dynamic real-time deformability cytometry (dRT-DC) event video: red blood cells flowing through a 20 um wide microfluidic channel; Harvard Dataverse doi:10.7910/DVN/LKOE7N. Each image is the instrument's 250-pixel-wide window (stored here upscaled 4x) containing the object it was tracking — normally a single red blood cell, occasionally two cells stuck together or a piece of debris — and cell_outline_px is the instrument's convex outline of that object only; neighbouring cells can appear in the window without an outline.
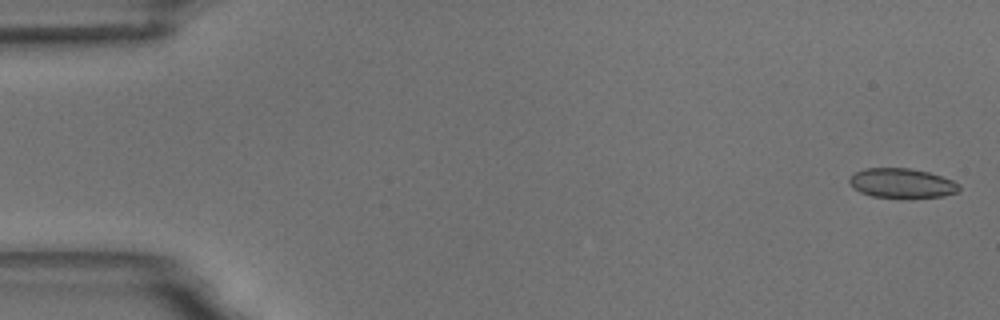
{"species": "common noctule bat (a hibernating species)", "species_latin": "Nyctalus noctula", "temperature_condition": "room temperature", "stored_images_in_passage": 6, "segment_of_instrument_passage": [1, 2], "camera_frame_rate_fps": 3000, "um_per_image_px": 0.085, "animal": {"sex": "male", "body_mass_g": 18.8}, "frame": {"image": 1, "passage_image": 1, "time_ms": 0.0, "image_size_px": [1000, 320], "cell_outline_px": [[960, 188], [956, 192], [944, 196], [872, 196], [860, 192], [852, 188], [848, 184], [848, 180], [856, 172], [864, 168], [908, 168], [928, 172], [952, 180], [960, 184]], "centroid_in_image_um": [76.62, 15.54], "position_along_channel_um": 8.4, "area_um2": 18.44}}
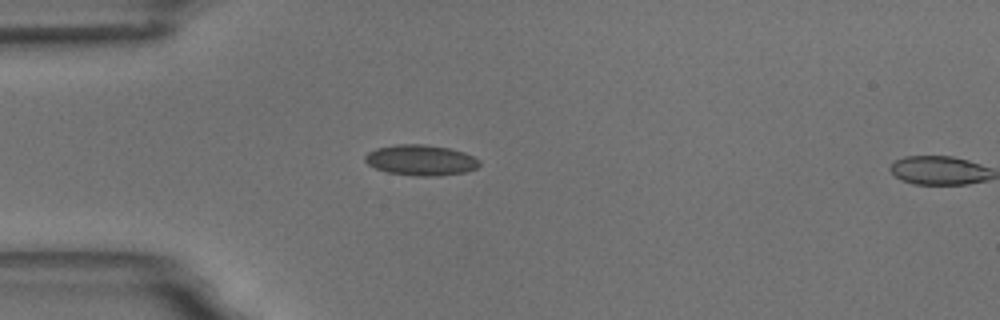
{"frame": {"image": 2, "passage_image": 5, "time_ms": 4.667, "image_size_px": [1000, 320], "cell_outline_px": [[480, 164], [476, 168], [464, 172], [440, 176], [412, 176], [388, 172], [376, 168], [368, 164], [364, 160], [364, 156], [368, 152], [376, 148], [396, 144], [420, 144], [448, 148], [464, 152], [480, 160]], "centroid_in_image_um": [35.75, 13.62], "position_along_channel_um": 49.2, "area_um2": 20.4}}